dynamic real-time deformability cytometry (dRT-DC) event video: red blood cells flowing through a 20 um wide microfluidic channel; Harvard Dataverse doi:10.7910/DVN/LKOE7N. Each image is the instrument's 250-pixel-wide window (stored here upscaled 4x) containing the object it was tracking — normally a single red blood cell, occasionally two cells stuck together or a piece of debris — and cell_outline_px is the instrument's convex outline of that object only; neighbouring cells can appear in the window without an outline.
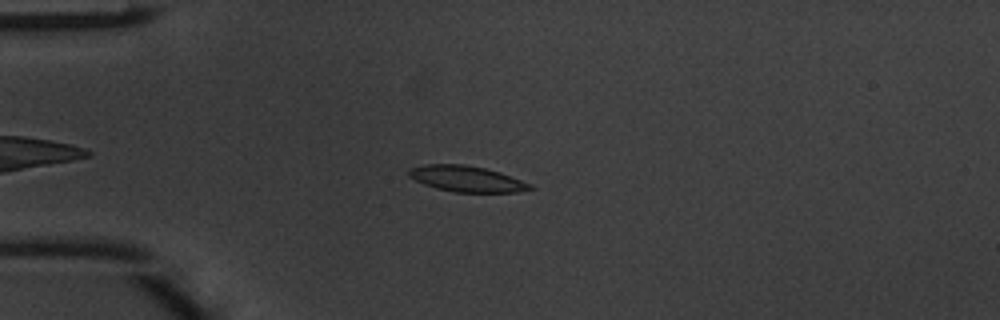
{"species": "common noctule bat (a hibernating species)", "species_latin": "Nyctalus noctula", "temperature_condition": "warm", "stored_images_in_passage": 47, "camera_frame_rate_fps": 3000, "um_per_image_px": 0.085, "animal": {"sex": "male", "body_mass_g": 20.1, "forearm_length_mm": 53.5}, "frame": {"image": 1, "passage_image": 11, "time_ms": 3.333, "image_size_px": [1000, 320], "cell_outline_px": [[536, 188], [516, 192], [456, 192], [436, 188], [424, 184], [408, 176], [408, 168], [424, 164], [464, 164], [484, 168], [500, 172], [532, 184]], "centroid_in_image_um": [39.66, 15.19], "position_along_channel_um": 45.3, "area_um2": 18.32}}
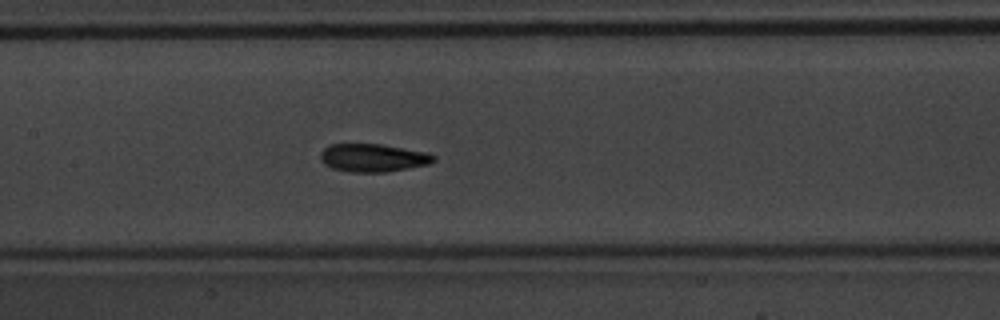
{"frame": {"image": 2, "passage_image": 22, "time_ms": 7.0, "image_size_px": [1000, 320], "cell_outline_px": [[436, 160], [428, 164], [408, 168], [384, 172], [348, 172], [332, 168], [324, 164], [320, 160], [320, 152], [328, 144], [384, 144], [428, 152], [436, 156]], "centroid_in_image_um": [31.7, 13.4], "position_along_channel_um": 175.7, "area_um2": 18.73}}
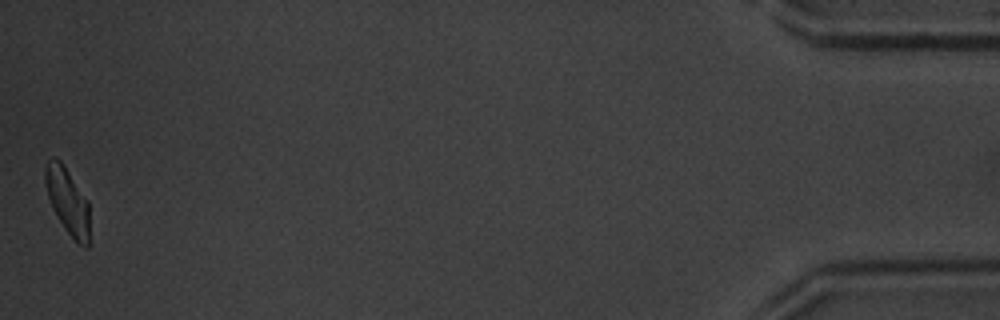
{"frame": {"image": 3, "passage_image": 47, "time_ms": 15.333, "image_size_px": [1000, 320], "cell_outline_px": [[88, 248], [84, 248], [64, 228], [52, 208], [48, 196], [44, 180], [44, 168], [48, 160], [52, 156], [56, 156], [60, 160], [88, 200]], "centroid_in_image_um": [5.71, 17.03], "position_along_channel_um": 429.5, "area_um2": 16.94}, "authors_computed_cell_mechanics": {"area_um2": 17.9758, "velocity_mm_per_s": 4.1281, "shape_relaxation_time_tau1_ms": 2.4109, "shape_relaxation_time_tau2_ms": 1.9442, "deformation_change_tau1": 0.1178, "deformation_change_tau2": 0.0815}}